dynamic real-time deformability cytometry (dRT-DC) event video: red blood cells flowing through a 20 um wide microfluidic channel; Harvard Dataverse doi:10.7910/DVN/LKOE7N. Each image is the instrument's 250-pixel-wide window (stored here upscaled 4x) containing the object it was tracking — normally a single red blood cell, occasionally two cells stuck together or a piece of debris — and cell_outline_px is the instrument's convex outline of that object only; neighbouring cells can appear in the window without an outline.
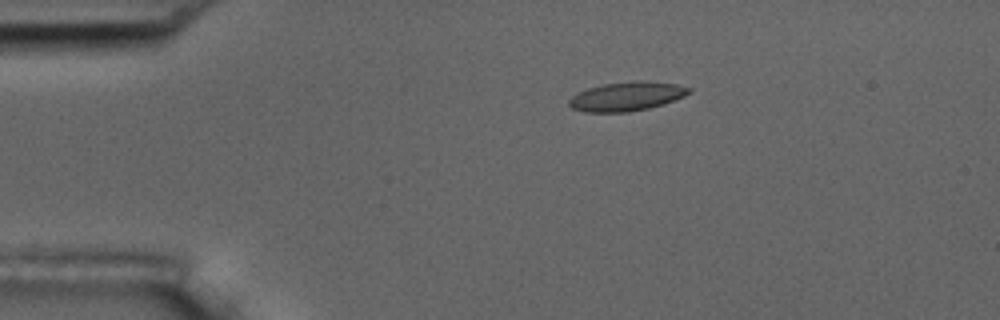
{"species": "common noctule bat (a hibernating species)", "species_latin": "Nyctalus noctula", "temperature_condition": "room temperature", "stored_images_in_passage": 6, "camera_frame_rate_fps": 3000, "um_per_image_px": 0.085, "animal": {"sex": "male", "body_mass_g": 17.5, "forearm_length_mm": 52.3}, "frame": {"image": 1, "passage_image": 4, "time_ms": 1.0, "image_size_px": [1000, 320], "cell_outline_px": [[692, 92], [684, 96], [664, 104], [648, 108], [628, 112], [584, 112], [572, 108], [568, 104], [568, 100], [572, 96], [588, 88], [604, 84], [640, 80], [676, 84], [692, 88]], "centroid_in_image_um": [53.28, 8.19], "position_along_channel_um": 31.7, "area_um2": 20.23}}
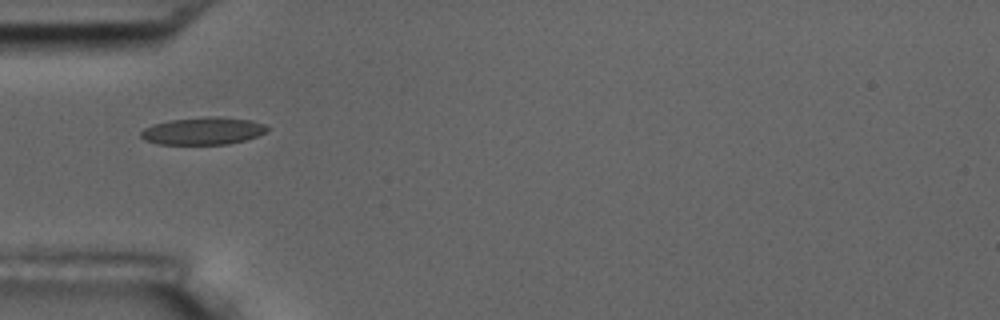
{"frame": {"image": 2, "passage_image": 6, "time_ms": 1.667, "image_size_px": [1000, 320], "cell_outline_px": [[268, 132], [244, 140], [228, 144], [156, 144], [144, 140], [140, 136], [140, 132], [144, 128], [152, 124], [172, 120], [208, 116], [216, 116], [252, 120], [264, 124], [268, 128]], "centroid_in_image_um": [17.25, 11.13], "position_along_channel_um": 67.8, "area_um2": 20.23}}